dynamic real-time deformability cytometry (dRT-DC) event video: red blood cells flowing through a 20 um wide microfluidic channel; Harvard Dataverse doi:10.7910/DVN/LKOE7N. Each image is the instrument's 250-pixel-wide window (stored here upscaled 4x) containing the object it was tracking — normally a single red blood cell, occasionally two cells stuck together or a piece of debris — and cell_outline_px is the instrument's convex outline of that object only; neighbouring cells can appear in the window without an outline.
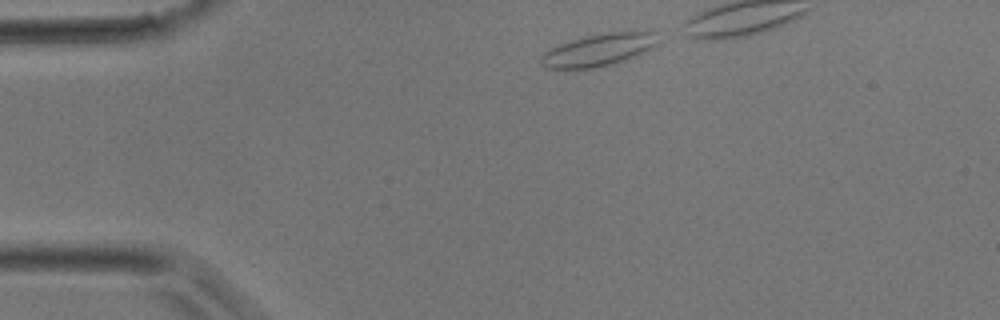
{"species": "common noctule bat (a hibernating species)", "species_latin": "Nyctalus noctula", "temperature_condition": "room temperature", "stored_images_in_passage": 10, "camera_frame_rate_fps": 3000, "um_per_image_px": 0.085, "animal": {"sex": "male", "body_mass_g": 17.9}, "frame": {"image": 1, "passage_image": 1, "time_ms": 0.0, "image_size_px": [1000, 320], "cell_outline_px": [[656, 44], [640, 56], [612, 64], [592, 68], [544, 68], [540, 64], [540, 56], [548, 48], [584, 36], [604, 32], [656, 32]], "centroid_in_image_um": [50.84, 4.25], "position_along_channel_um": 34.2, "area_um2": 22.08}}
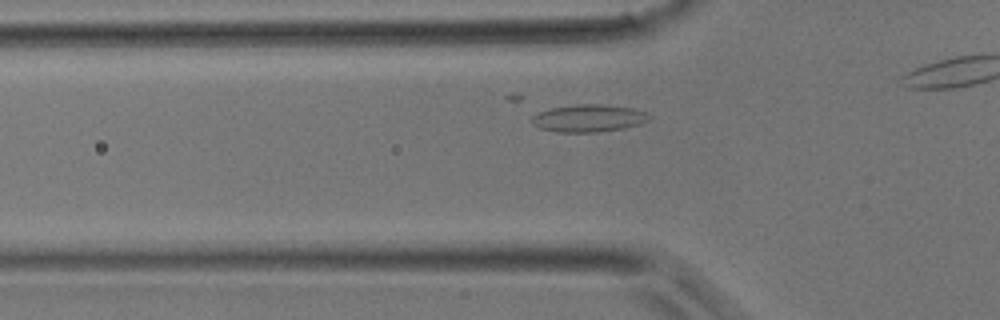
{"frame": {"image": 2, "passage_image": 6, "time_ms": 1.667, "image_size_px": [1000, 320], "cell_outline_px": [[652, 116], [648, 120], [640, 124], [624, 128], [600, 132], [556, 132], [540, 128], [532, 124], [532, 116], [540, 112], [552, 108], [576, 104], [600, 104], [636, 108], [648, 112]], "centroid_in_image_um": [50.09, 10.05], "position_along_channel_um": 75.7, "area_um2": 18.9}}
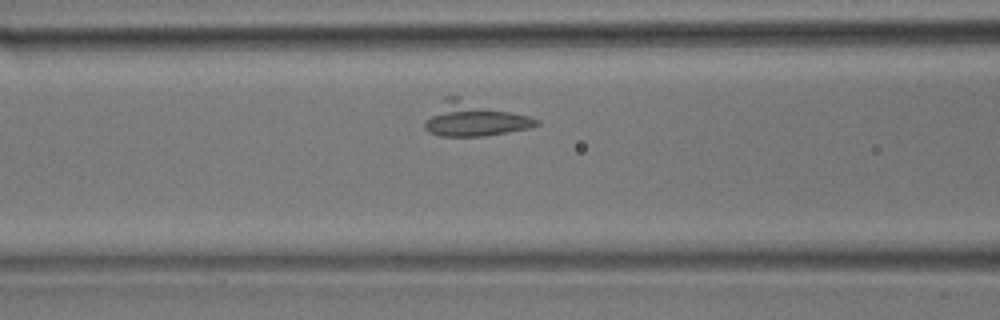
{"frame": {"image": 3, "passage_image": 9, "time_ms": 2.667, "image_size_px": [1000, 320], "cell_outline_px": [[540, 124], [528, 128], [508, 132], [484, 136], [440, 136], [428, 132], [424, 128], [424, 120], [444, 96], [460, 96], [528, 116], [540, 120]], "centroid_in_image_um": [40.25, 10.1], "position_along_channel_um": 126.3, "area_um2": 22.54}}